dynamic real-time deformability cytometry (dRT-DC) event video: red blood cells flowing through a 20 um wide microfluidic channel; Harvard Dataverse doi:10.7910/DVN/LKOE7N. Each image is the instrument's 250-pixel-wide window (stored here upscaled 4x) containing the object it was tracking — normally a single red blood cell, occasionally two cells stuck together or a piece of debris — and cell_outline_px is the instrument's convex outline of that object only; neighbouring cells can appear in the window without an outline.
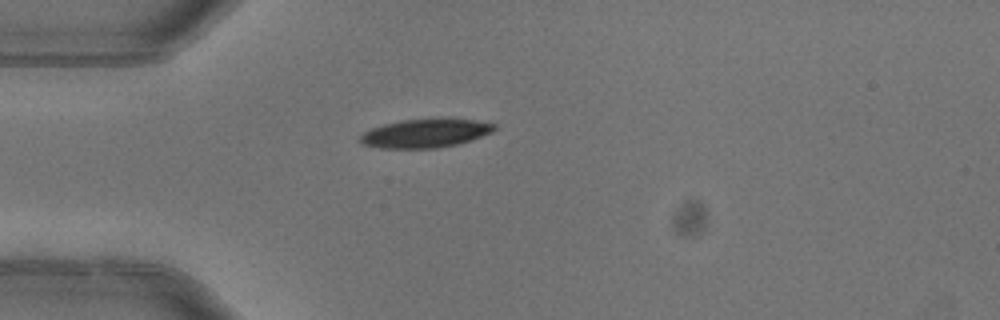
{"species": "common noctule bat (a hibernating species)", "species_latin": "Nyctalus noctula", "temperature_condition": "warm", "stored_images_in_passage": 2, "camera_frame_rate_fps": 3000, "um_per_image_px": 0.085, "animal": {"sex": "female"}, "frame": {"image": 1, "passage_image": 1, "time_ms": 0.0, "image_size_px": [1000, 320], "cell_outline_px": [[496, 128], [492, 132], [472, 140], [456, 144], [436, 148], [380, 148], [364, 144], [360, 140], [360, 136], [364, 132], [372, 128], [384, 124], [400, 120], [432, 116], [448, 116], [476, 120], [496, 124]], "centroid_in_image_um": [36.22, 11.27], "position_along_channel_um": 48.8, "area_um2": 23.18}}